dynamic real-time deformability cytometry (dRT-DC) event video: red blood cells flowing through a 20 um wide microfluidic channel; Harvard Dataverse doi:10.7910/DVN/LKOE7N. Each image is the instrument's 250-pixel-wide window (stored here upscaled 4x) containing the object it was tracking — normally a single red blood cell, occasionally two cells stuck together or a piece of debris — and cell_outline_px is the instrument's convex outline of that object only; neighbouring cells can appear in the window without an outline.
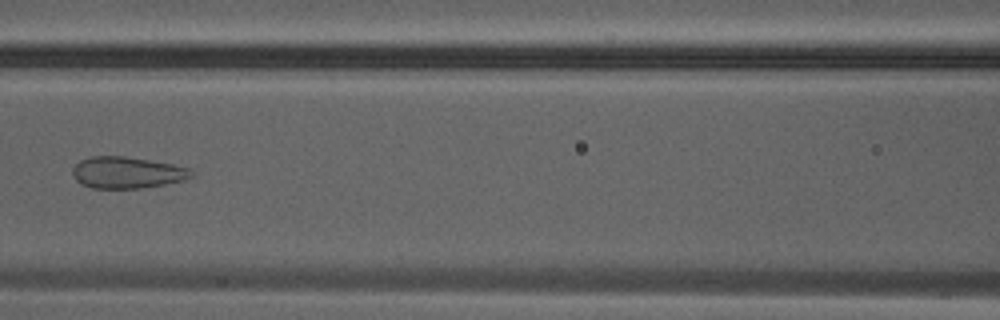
{"species": "Egyptian fruit bat (a non-hibernating species)", "species_latin": "Rousettus aegyptiacus", "temperature_condition": "warm", "stored_images_in_passage": 11, "camera_frame_rate_fps": 3000, "um_per_image_px": 0.085, "animal": {"sex": "male"}, "frame": {"image": 1, "passage_image": 8, "time_ms": 2.333, "image_size_px": [1000, 320], "cell_outline_px": [[192, 176], [184, 180], [164, 184], [140, 188], [92, 188], [80, 184], [72, 176], [72, 168], [80, 160], [92, 156], [124, 156], [172, 164], [188, 168], [192, 172]], "centroid_in_image_um": [10.74, 14.67], "position_along_channel_um": 155.9, "area_um2": 21.73}}